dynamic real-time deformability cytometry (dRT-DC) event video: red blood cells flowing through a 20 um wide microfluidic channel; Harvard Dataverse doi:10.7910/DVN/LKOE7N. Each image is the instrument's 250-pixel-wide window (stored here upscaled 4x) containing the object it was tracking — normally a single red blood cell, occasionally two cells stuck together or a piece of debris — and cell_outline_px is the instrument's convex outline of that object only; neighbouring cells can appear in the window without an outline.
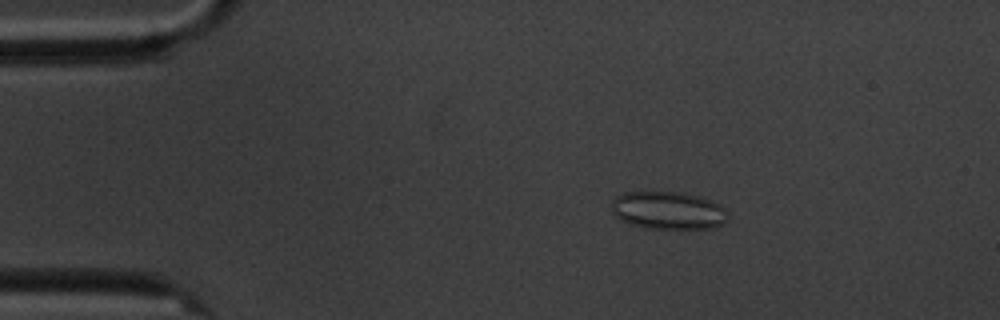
{"species": "common noctule bat (a hibernating species)", "species_latin": "Nyctalus noctula", "temperature_condition": "cold", "stored_images_in_passage": 4, "camera_frame_rate_fps": 3000, "um_per_image_px": 0.085, "animal": {"sex": "male", "body_mass_g": 20.1, "forearm_length_mm": 53.5}, "frame": {"image": 1, "passage_image": 2, "time_ms": 1.0, "image_size_px": [1000, 320], "cell_outline_px": [[728, 220], [724, 224], [712, 228], [648, 228], [632, 224], [620, 220], [612, 212], [612, 200], [616, 196], [624, 192], [680, 192], [696, 196], [720, 204], [728, 212]], "centroid_in_image_um": [56.8, 17.89], "position_along_channel_um": 28.2, "area_um2": 25.55}}